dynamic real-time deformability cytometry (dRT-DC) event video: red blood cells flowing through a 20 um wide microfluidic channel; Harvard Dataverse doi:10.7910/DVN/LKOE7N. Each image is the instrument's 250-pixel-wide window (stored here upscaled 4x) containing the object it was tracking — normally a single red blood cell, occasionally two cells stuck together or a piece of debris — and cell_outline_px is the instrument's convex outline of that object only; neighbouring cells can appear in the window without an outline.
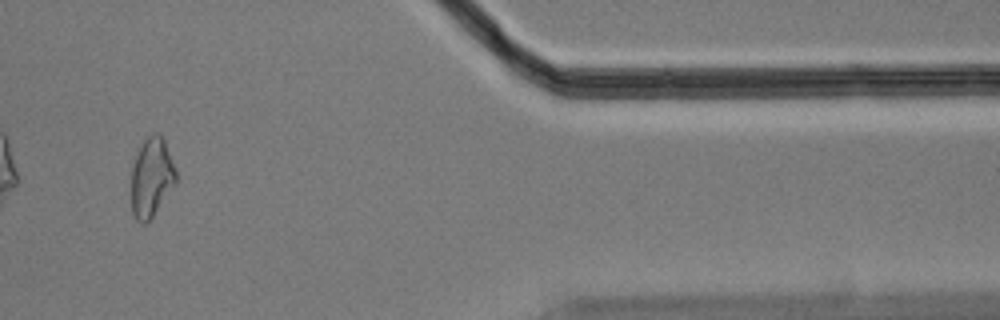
{"species": "Egyptian fruit bat (a non-hibernating species)", "species_latin": "Rousettus aegyptiacus", "temperature_condition": "cold", "stored_images_in_passage": 17, "camera_frame_rate_fps": 3000, "um_per_image_px": 0.085, "animal": {"sex": "male"}, "frame": {"image": 1, "passage_image": 15, "time_ms": 4.667, "image_size_px": [1000, 320], "cell_outline_px": [[176, 184], [148, 224], [140, 224], [136, 220], [132, 212], [132, 168], [140, 144], [148, 136], [156, 132], [164, 140], [176, 172]], "centroid_in_image_um": [12.88, 15.14], "position_along_channel_um": 398.5, "area_um2": 20.63}}